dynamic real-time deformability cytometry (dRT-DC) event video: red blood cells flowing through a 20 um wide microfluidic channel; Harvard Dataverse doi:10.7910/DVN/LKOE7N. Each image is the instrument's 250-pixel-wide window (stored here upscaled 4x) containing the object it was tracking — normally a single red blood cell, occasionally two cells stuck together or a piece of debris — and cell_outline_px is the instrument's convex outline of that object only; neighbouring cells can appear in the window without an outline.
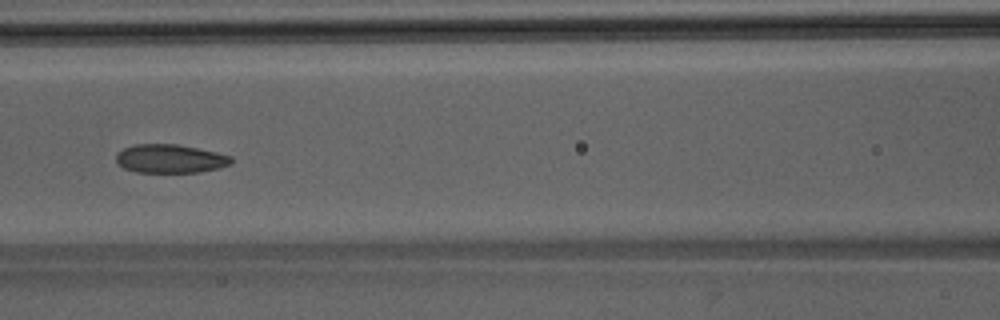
{"species": "Egyptian fruit bat (a non-hibernating species)", "species_latin": "Rousettus aegyptiacus", "temperature_condition": "room temperature", "stored_images_in_passage": 50, "camera_frame_rate_fps": 3000, "um_per_image_px": 0.085, "animal": {"sex": "male"}, "frame": {"image": 1, "passage_image": 23, "time_ms": 7.333, "image_size_px": [1000, 320], "cell_outline_px": [[232, 164], [220, 168], [200, 172], [136, 172], [124, 168], [116, 164], [116, 152], [124, 148], [136, 144], [176, 144], [216, 152], [232, 156]], "centroid_in_image_um": [14.45, 13.49], "position_along_channel_um": 152.1, "area_um2": 19.31}}
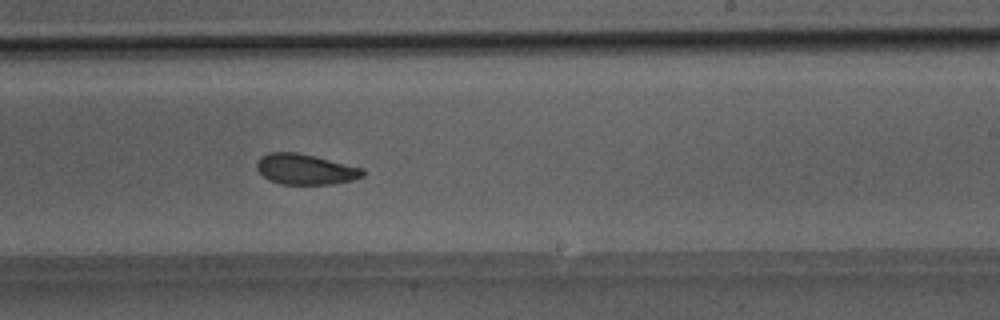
{"frame": {"image": 2, "passage_image": 31, "time_ms": 10.0, "image_size_px": [1000, 320], "cell_outline_px": [[364, 176], [352, 180], [332, 184], [280, 184], [268, 180], [256, 168], [256, 164], [260, 156], [272, 152], [296, 152], [364, 168]], "centroid_in_image_um": [25.95, 14.39], "position_along_channel_um": 263.1, "area_um2": 18.79}}
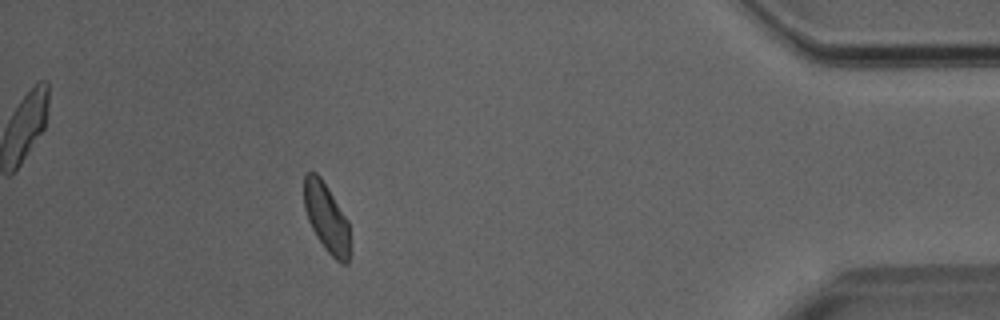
{"frame": {"image": 3, "passage_image": 45, "time_ms": 14.667, "image_size_px": [1000, 320], "cell_outline_px": [[348, 264], [344, 264], [336, 260], [324, 248], [316, 236], [308, 220], [304, 208], [304, 172], [316, 172], [320, 176], [328, 188], [348, 220]], "centroid_in_image_um": [27.71, 18.47], "position_along_channel_um": 407.5, "area_um2": 18.21}}